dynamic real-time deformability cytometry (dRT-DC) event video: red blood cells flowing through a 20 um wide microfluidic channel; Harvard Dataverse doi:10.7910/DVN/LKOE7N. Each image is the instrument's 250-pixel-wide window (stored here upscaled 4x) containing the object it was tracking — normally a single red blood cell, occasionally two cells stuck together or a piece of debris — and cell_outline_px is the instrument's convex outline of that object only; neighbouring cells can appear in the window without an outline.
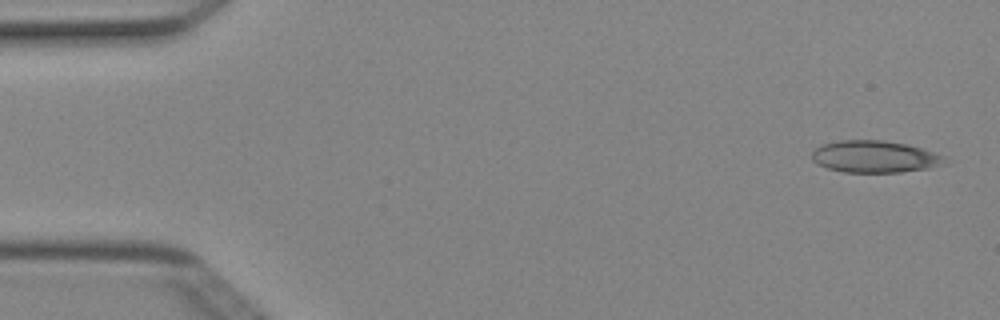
{"species": "Egyptian fruit bat (a non-hibernating species)", "species_latin": "Rousettus aegyptiacus", "temperature_condition": "cold", "stored_images_in_passage": 4, "camera_frame_rate_fps": 3000, "um_per_image_px": 0.085, "animal": {"sex": "female"}, "frame": {"image": 1, "passage_image": 1, "time_ms": 0.0, "image_size_px": [1000, 320], "cell_outline_px": [[952, 160], [948, 164], [928, 168], [900, 172], [844, 172], [828, 168], [816, 164], [812, 160], [812, 152], [820, 144], [840, 140], [884, 140], [908, 144], [924, 148], [944, 156]], "centroid_in_image_um": [74.41, 13.31], "position_along_channel_um": 10.6, "area_um2": 25.2}}
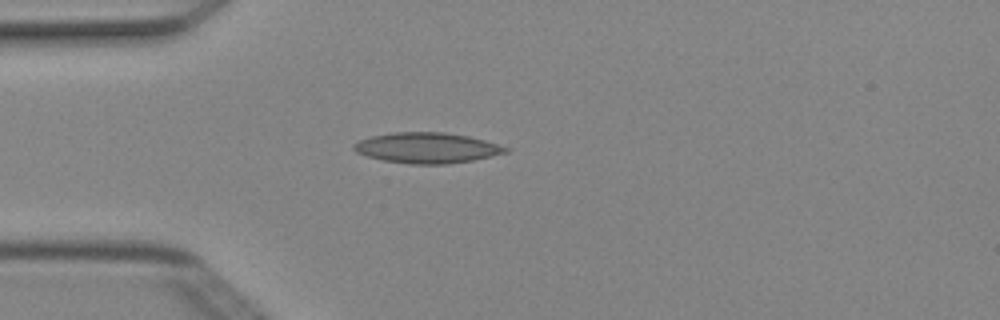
{"frame": {"image": 2, "passage_image": 4, "time_ms": 1.0, "image_size_px": [1000, 320], "cell_outline_px": [[512, 148], [508, 152], [472, 160], [444, 164], [412, 164], [384, 160], [368, 156], [356, 152], [352, 148], [352, 144], [360, 140], [372, 136], [392, 132], [444, 132], [468, 136], [484, 140]], "centroid_in_image_um": [36.3, 12.56], "position_along_channel_um": 48.7, "area_um2": 26.88}}